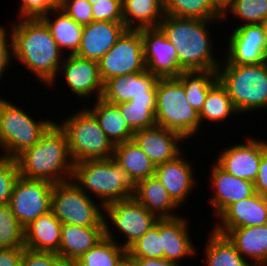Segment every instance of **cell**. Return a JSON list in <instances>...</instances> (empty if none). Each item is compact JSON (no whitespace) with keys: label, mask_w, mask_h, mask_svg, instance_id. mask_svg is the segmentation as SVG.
<instances>
[{"label":"cell","mask_w":267,"mask_h":266,"mask_svg":"<svg viewBox=\"0 0 267 266\" xmlns=\"http://www.w3.org/2000/svg\"><path fill=\"white\" fill-rule=\"evenodd\" d=\"M126 30L123 22L92 21L83 26L81 44L75 55L98 62Z\"/></svg>","instance_id":"d6986e66"},{"label":"cell","mask_w":267,"mask_h":266,"mask_svg":"<svg viewBox=\"0 0 267 266\" xmlns=\"http://www.w3.org/2000/svg\"><path fill=\"white\" fill-rule=\"evenodd\" d=\"M227 14L241 19V25L260 24L267 18V0H233L222 11L223 21Z\"/></svg>","instance_id":"f35d334b"},{"label":"cell","mask_w":267,"mask_h":266,"mask_svg":"<svg viewBox=\"0 0 267 266\" xmlns=\"http://www.w3.org/2000/svg\"><path fill=\"white\" fill-rule=\"evenodd\" d=\"M178 78L184 86L187 102L198 113L201 111L208 91L219 81L217 71H183Z\"/></svg>","instance_id":"836d02e7"},{"label":"cell","mask_w":267,"mask_h":266,"mask_svg":"<svg viewBox=\"0 0 267 266\" xmlns=\"http://www.w3.org/2000/svg\"><path fill=\"white\" fill-rule=\"evenodd\" d=\"M213 166L210 184L215 194L209 198V203L214 207L212 214L218 218L228 206L247 199L256 192L253 181L237 178L224 171L216 163Z\"/></svg>","instance_id":"ffe728a7"},{"label":"cell","mask_w":267,"mask_h":266,"mask_svg":"<svg viewBox=\"0 0 267 266\" xmlns=\"http://www.w3.org/2000/svg\"><path fill=\"white\" fill-rule=\"evenodd\" d=\"M260 24H261L263 31H264V34L267 38V18L265 20H263Z\"/></svg>","instance_id":"f5cc1de1"},{"label":"cell","mask_w":267,"mask_h":266,"mask_svg":"<svg viewBox=\"0 0 267 266\" xmlns=\"http://www.w3.org/2000/svg\"><path fill=\"white\" fill-rule=\"evenodd\" d=\"M143 41L146 70L158 78L178 77L179 67L176 48L168 41L159 27L139 29Z\"/></svg>","instance_id":"5bb4252c"},{"label":"cell","mask_w":267,"mask_h":266,"mask_svg":"<svg viewBox=\"0 0 267 266\" xmlns=\"http://www.w3.org/2000/svg\"><path fill=\"white\" fill-rule=\"evenodd\" d=\"M25 230L10 206L0 205V248L24 247Z\"/></svg>","instance_id":"ab89813d"},{"label":"cell","mask_w":267,"mask_h":266,"mask_svg":"<svg viewBox=\"0 0 267 266\" xmlns=\"http://www.w3.org/2000/svg\"><path fill=\"white\" fill-rule=\"evenodd\" d=\"M105 236V227H84L62 224L59 257L75 262Z\"/></svg>","instance_id":"d4e9b609"},{"label":"cell","mask_w":267,"mask_h":266,"mask_svg":"<svg viewBox=\"0 0 267 266\" xmlns=\"http://www.w3.org/2000/svg\"><path fill=\"white\" fill-rule=\"evenodd\" d=\"M205 246V266H253L237 250L226 235L212 230Z\"/></svg>","instance_id":"d6a6232c"},{"label":"cell","mask_w":267,"mask_h":266,"mask_svg":"<svg viewBox=\"0 0 267 266\" xmlns=\"http://www.w3.org/2000/svg\"><path fill=\"white\" fill-rule=\"evenodd\" d=\"M93 21L123 22L122 0L101 1L92 6Z\"/></svg>","instance_id":"ee69618b"},{"label":"cell","mask_w":267,"mask_h":266,"mask_svg":"<svg viewBox=\"0 0 267 266\" xmlns=\"http://www.w3.org/2000/svg\"><path fill=\"white\" fill-rule=\"evenodd\" d=\"M54 14L55 18H50ZM44 15L41 19L46 23L60 50H70L68 53L75 55L80 47L83 26L76 23L60 8ZM50 15V16H49ZM64 49V50H63Z\"/></svg>","instance_id":"f546056e"},{"label":"cell","mask_w":267,"mask_h":266,"mask_svg":"<svg viewBox=\"0 0 267 266\" xmlns=\"http://www.w3.org/2000/svg\"><path fill=\"white\" fill-rule=\"evenodd\" d=\"M122 15L127 29L156 28L165 15L163 0H122Z\"/></svg>","instance_id":"f1b7e54d"},{"label":"cell","mask_w":267,"mask_h":266,"mask_svg":"<svg viewBox=\"0 0 267 266\" xmlns=\"http://www.w3.org/2000/svg\"><path fill=\"white\" fill-rule=\"evenodd\" d=\"M127 122L135 132L140 129L150 128L156 124V96L134 97L129 102L116 104Z\"/></svg>","instance_id":"e575fe53"},{"label":"cell","mask_w":267,"mask_h":266,"mask_svg":"<svg viewBox=\"0 0 267 266\" xmlns=\"http://www.w3.org/2000/svg\"><path fill=\"white\" fill-rule=\"evenodd\" d=\"M182 153L173 160L157 165L154 175L179 206L184 204L187 196H189L194 185H196L192 164L183 157L184 154Z\"/></svg>","instance_id":"7402d4cb"},{"label":"cell","mask_w":267,"mask_h":266,"mask_svg":"<svg viewBox=\"0 0 267 266\" xmlns=\"http://www.w3.org/2000/svg\"><path fill=\"white\" fill-rule=\"evenodd\" d=\"M60 266H77L76 262H62Z\"/></svg>","instance_id":"db71d44e"},{"label":"cell","mask_w":267,"mask_h":266,"mask_svg":"<svg viewBox=\"0 0 267 266\" xmlns=\"http://www.w3.org/2000/svg\"><path fill=\"white\" fill-rule=\"evenodd\" d=\"M101 80L146 70L143 41L139 30L127 29L98 61Z\"/></svg>","instance_id":"30bf717a"},{"label":"cell","mask_w":267,"mask_h":266,"mask_svg":"<svg viewBox=\"0 0 267 266\" xmlns=\"http://www.w3.org/2000/svg\"><path fill=\"white\" fill-rule=\"evenodd\" d=\"M59 8L82 26L93 21L92 5L87 0H60Z\"/></svg>","instance_id":"b9f144b4"},{"label":"cell","mask_w":267,"mask_h":266,"mask_svg":"<svg viewBox=\"0 0 267 266\" xmlns=\"http://www.w3.org/2000/svg\"><path fill=\"white\" fill-rule=\"evenodd\" d=\"M118 266H136V263L128 255H126Z\"/></svg>","instance_id":"f907efd6"},{"label":"cell","mask_w":267,"mask_h":266,"mask_svg":"<svg viewBox=\"0 0 267 266\" xmlns=\"http://www.w3.org/2000/svg\"><path fill=\"white\" fill-rule=\"evenodd\" d=\"M133 198L158 218L177 217V214L173 215L171 212L180 206L171 198L166 188L155 176L138 181Z\"/></svg>","instance_id":"4316f807"},{"label":"cell","mask_w":267,"mask_h":266,"mask_svg":"<svg viewBox=\"0 0 267 266\" xmlns=\"http://www.w3.org/2000/svg\"><path fill=\"white\" fill-rule=\"evenodd\" d=\"M158 77L149 71L116 76L104 83L102 97L112 104L129 102L134 97L156 96Z\"/></svg>","instance_id":"44dd1931"},{"label":"cell","mask_w":267,"mask_h":266,"mask_svg":"<svg viewBox=\"0 0 267 266\" xmlns=\"http://www.w3.org/2000/svg\"><path fill=\"white\" fill-rule=\"evenodd\" d=\"M167 15L201 20H222V10L214 0H163Z\"/></svg>","instance_id":"d590c367"},{"label":"cell","mask_w":267,"mask_h":266,"mask_svg":"<svg viewBox=\"0 0 267 266\" xmlns=\"http://www.w3.org/2000/svg\"><path fill=\"white\" fill-rule=\"evenodd\" d=\"M55 121L34 120L29 113L0 97V147L3 157L15 159L39 141Z\"/></svg>","instance_id":"ba28073f"},{"label":"cell","mask_w":267,"mask_h":266,"mask_svg":"<svg viewBox=\"0 0 267 266\" xmlns=\"http://www.w3.org/2000/svg\"><path fill=\"white\" fill-rule=\"evenodd\" d=\"M62 262L57 253L24 249L20 266H60Z\"/></svg>","instance_id":"f6af8a7d"},{"label":"cell","mask_w":267,"mask_h":266,"mask_svg":"<svg viewBox=\"0 0 267 266\" xmlns=\"http://www.w3.org/2000/svg\"><path fill=\"white\" fill-rule=\"evenodd\" d=\"M51 211L62 224L105 227L104 206L100 202L95 203L72 180L54 184Z\"/></svg>","instance_id":"9c48e42d"},{"label":"cell","mask_w":267,"mask_h":266,"mask_svg":"<svg viewBox=\"0 0 267 266\" xmlns=\"http://www.w3.org/2000/svg\"><path fill=\"white\" fill-rule=\"evenodd\" d=\"M226 236L253 266H267V224L232 229Z\"/></svg>","instance_id":"484cf974"},{"label":"cell","mask_w":267,"mask_h":266,"mask_svg":"<svg viewBox=\"0 0 267 266\" xmlns=\"http://www.w3.org/2000/svg\"><path fill=\"white\" fill-rule=\"evenodd\" d=\"M217 75L239 115L267 107V62L219 65Z\"/></svg>","instance_id":"5b68a950"},{"label":"cell","mask_w":267,"mask_h":266,"mask_svg":"<svg viewBox=\"0 0 267 266\" xmlns=\"http://www.w3.org/2000/svg\"><path fill=\"white\" fill-rule=\"evenodd\" d=\"M24 230L25 249L36 252H59L62 223L52 211L39 216Z\"/></svg>","instance_id":"cb8c5ba5"},{"label":"cell","mask_w":267,"mask_h":266,"mask_svg":"<svg viewBox=\"0 0 267 266\" xmlns=\"http://www.w3.org/2000/svg\"><path fill=\"white\" fill-rule=\"evenodd\" d=\"M24 247L0 248V266H20Z\"/></svg>","instance_id":"c3c4849f"},{"label":"cell","mask_w":267,"mask_h":266,"mask_svg":"<svg viewBox=\"0 0 267 266\" xmlns=\"http://www.w3.org/2000/svg\"><path fill=\"white\" fill-rule=\"evenodd\" d=\"M222 20H201L165 14L159 28L176 48L179 67L183 71L213 70L220 65L212 55L209 26ZM208 23V24H207Z\"/></svg>","instance_id":"3957f363"},{"label":"cell","mask_w":267,"mask_h":266,"mask_svg":"<svg viewBox=\"0 0 267 266\" xmlns=\"http://www.w3.org/2000/svg\"><path fill=\"white\" fill-rule=\"evenodd\" d=\"M237 113L226 88L218 81L208 91L203 107L199 112V118L201 125L205 119L218 124L220 121L228 120L230 115L233 116Z\"/></svg>","instance_id":"8d00e7d4"},{"label":"cell","mask_w":267,"mask_h":266,"mask_svg":"<svg viewBox=\"0 0 267 266\" xmlns=\"http://www.w3.org/2000/svg\"><path fill=\"white\" fill-rule=\"evenodd\" d=\"M19 17L41 18L59 8L60 0H21Z\"/></svg>","instance_id":"7bdbcfd3"},{"label":"cell","mask_w":267,"mask_h":266,"mask_svg":"<svg viewBox=\"0 0 267 266\" xmlns=\"http://www.w3.org/2000/svg\"><path fill=\"white\" fill-rule=\"evenodd\" d=\"M110 228L105 225V236L75 261L79 266H118L127 255Z\"/></svg>","instance_id":"1f68e13d"},{"label":"cell","mask_w":267,"mask_h":266,"mask_svg":"<svg viewBox=\"0 0 267 266\" xmlns=\"http://www.w3.org/2000/svg\"><path fill=\"white\" fill-rule=\"evenodd\" d=\"M113 159L135 183L155 175V165L133 140L115 145Z\"/></svg>","instance_id":"4dcf8cb0"},{"label":"cell","mask_w":267,"mask_h":266,"mask_svg":"<svg viewBox=\"0 0 267 266\" xmlns=\"http://www.w3.org/2000/svg\"><path fill=\"white\" fill-rule=\"evenodd\" d=\"M71 180L87 195L100 198L106 206L133 197L136 183L113 158L74 163Z\"/></svg>","instance_id":"277c9868"},{"label":"cell","mask_w":267,"mask_h":266,"mask_svg":"<svg viewBox=\"0 0 267 266\" xmlns=\"http://www.w3.org/2000/svg\"><path fill=\"white\" fill-rule=\"evenodd\" d=\"M20 176L53 184L71 180L74 162L65 132L54 122L38 142L15 158Z\"/></svg>","instance_id":"7a4b0ae2"},{"label":"cell","mask_w":267,"mask_h":266,"mask_svg":"<svg viewBox=\"0 0 267 266\" xmlns=\"http://www.w3.org/2000/svg\"><path fill=\"white\" fill-rule=\"evenodd\" d=\"M53 186L46 180L18 178L8 205L24 228L51 211Z\"/></svg>","instance_id":"8fae6325"},{"label":"cell","mask_w":267,"mask_h":266,"mask_svg":"<svg viewBox=\"0 0 267 266\" xmlns=\"http://www.w3.org/2000/svg\"><path fill=\"white\" fill-rule=\"evenodd\" d=\"M187 219L182 216L162 218L163 258L175 263L182 258L196 255L192 238L189 233Z\"/></svg>","instance_id":"603a6c76"},{"label":"cell","mask_w":267,"mask_h":266,"mask_svg":"<svg viewBox=\"0 0 267 266\" xmlns=\"http://www.w3.org/2000/svg\"><path fill=\"white\" fill-rule=\"evenodd\" d=\"M94 104L87 109L96 117L99 126L114 146L133 140L134 131L127 125L116 104L103 98H97Z\"/></svg>","instance_id":"83f0119b"},{"label":"cell","mask_w":267,"mask_h":266,"mask_svg":"<svg viewBox=\"0 0 267 266\" xmlns=\"http://www.w3.org/2000/svg\"><path fill=\"white\" fill-rule=\"evenodd\" d=\"M104 212V224L109 225L111 221L114 226L112 228H117L118 232L125 236L126 241L121 246L126 250L159 219L133 197L107 204L104 206Z\"/></svg>","instance_id":"7c38bea8"},{"label":"cell","mask_w":267,"mask_h":266,"mask_svg":"<svg viewBox=\"0 0 267 266\" xmlns=\"http://www.w3.org/2000/svg\"><path fill=\"white\" fill-rule=\"evenodd\" d=\"M127 255L140 258H163L162 218H159L153 227L127 249Z\"/></svg>","instance_id":"74e56055"},{"label":"cell","mask_w":267,"mask_h":266,"mask_svg":"<svg viewBox=\"0 0 267 266\" xmlns=\"http://www.w3.org/2000/svg\"><path fill=\"white\" fill-rule=\"evenodd\" d=\"M92 6L98 2H101V1H108V0H87Z\"/></svg>","instance_id":"11a10c76"},{"label":"cell","mask_w":267,"mask_h":266,"mask_svg":"<svg viewBox=\"0 0 267 266\" xmlns=\"http://www.w3.org/2000/svg\"><path fill=\"white\" fill-rule=\"evenodd\" d=\"M255 192L267 198V147L262 152L259 171L254 181Z\"/></svg>","instance_id":"7dc6e473"},{"label":"cell","mask_w":267,"mask_h":266,"mask_svg":"<svg viewBox=\"0 0 267 266\" xmlns=\"http://www.w3.org/2000/svg\"><path fill=\"white\" fill-rule=\"evenodd\" d=\"M184 140L179 133L158 125L137 130L133 136V141L149 157L155 167L179 155L182 150L179 145Z\"/></svg>","instance_id":"ac0fdd59"},{"label":"cell","mask_w":267,"mask_h":266,"mask_svg":"<svg viewBox=\"0 0 267 266\" xmlns=\"http://www.w3.org/2000/svg\"><path fill=\"white\" fill-rule=\"evenodd\" d=\"M8 31L5 26L0 25V81L6 69L11 65V61H13L11 59L13 58L12 39Z\"/></svg>","instance_id":"bcb514c9"},{"label":"cell","mask_w":267,"mask_h":266,"mask_svg":"<svg viewBox=\"0 0 267 266\" xmlns=\"http://www.w3.org/2000/svg\"><path fill=\"white\" fill-rule=\"evenodd\" d=\"M228 37L227 53L220 65H249L267 62V38L261 24L240 25Z\"/></svg>","instance_id":"4fadbf2b"},{"label":"cell","mask_w":267,"mask_h":266,"mask_svg":"<svg viewBox=\"0 0 267 266\" xmlns=\"http://www.w3.org/2000/svg\"><path fill=\"white\" fill-rule=\"evenodd\" d=\"M20 177L15 159L0 156V205H7L14 185Z\"/></svg>","instance_id":"60d3db41"},{"label":"cell","mask_w":267,"mask_h":266,"mask_svg":"<svg viewBox=\"0 0 267 266\" xmlns=\"http://www.w3.org/2000/svg\"><path fill=\"white\" fill-rule=\"evenodd\" d=\"M265 140L248 137L246 142L222 149L216 164L227 173L248 181H255L259 171Z\"/></svg>","instance_id":"9a60e30c"},{"label":"cell","mask_w":267,"mask_h":266,"mask_svg":"<svg viewBox=\"0 0 267 266\" xmlns=\"http://www.w3.org/2000/svg\"><path fill=\"white\" fill-rule=\"evenodd\" d=\"M9 25L14 59L34 73L40 83L49 88L57 85L65 52L60 50L46 23L41 18H19Z\"/></svg>","instance_id":"6da1fadb"},{"label":"cell","mask_w":267,"mask_h":266,"mask_svg":"<svg viewBox=\"0 0 267 266\" xmlns=\"http://www.w3.org/2000/svg\"><path fill=\"white\" fill-rule=\"evenodd\" d=\"M233 0H214L217 6L223 11Z\"/></svg>","instance_id":"816d5d0a"},{"label":"cell","mask_w":267,"mask_h":266,"mask_svg":"<svg viewBox=\"0 0 267 266\" xmlns=\"http://www.w3.org/2000/svg\"><path fill=\"white\" fill-rule=\"evenodd\" d=\"M62 71V72H61ZM60 74H64L65 83L79 99H85L93 94L95 99L101 98L104 90V83L99 73L97 61L80 58L76 55L67 54L60 65ZM93 93V94H92Z\"/></svg>","instance_id":"2e32d148"},{"label":"cell","mask_w":267,"mask_h":266,"mask_svg":"<svg viewBox=\"0 0 267 266\" xmlns=\"http://www.w3.org/2000/svg\"><path fill=\"white\" fill-rule=\"evenodd\" d=\"M136 266H180L179 263H175L164 258H140V257H130Z\"/></svg>","instance_id":"681fc988"},{"label":"cell","mask_w":267,"mask_h":266,"mask_svg":"<svg viewBox=\"0 0 267 266\" xmlns=\"http://www.w3.org/2000/svg\"><path fill=\"white\" fill-rule=\"evenodd\" d=\"M75 113L57 123L66 134L73 162L113 158L115 146L99 126L96 117L87 107Z\"/></svg>","instance_id":"52a82bcc"},{"label":"cell","mask_w":267,"mask_h":266,"mask_svg":"<svg viewBox=\"0 0 267 266\" xmlns=\"http://www.w3.org/2000/svg\"><path fill=\"white\" fill-rule=\"evenodd\" d=\"M155 119L158 126L179 133L185 141L199 133V113L187 102L184 86L178 77L158 79Z\"/></svg>","instance_id":"8992f818"},{"label":"cell","mask_w":267,"mask_h":266,"mask_svg":"<svg viewBox=\"0 0 267 266\" xmlns=\"http://www.w3.org/2000/svg\"><path fill=\"white\" fill-rule=\"evenodd\" d=\"M213 227L217 233L226 235L240 227H255L267 224V198L255 193L247 199L228 206ZM221 223V224H220Z\"/></svg>","instance_id":"e0dca14e"}]
</instances>
